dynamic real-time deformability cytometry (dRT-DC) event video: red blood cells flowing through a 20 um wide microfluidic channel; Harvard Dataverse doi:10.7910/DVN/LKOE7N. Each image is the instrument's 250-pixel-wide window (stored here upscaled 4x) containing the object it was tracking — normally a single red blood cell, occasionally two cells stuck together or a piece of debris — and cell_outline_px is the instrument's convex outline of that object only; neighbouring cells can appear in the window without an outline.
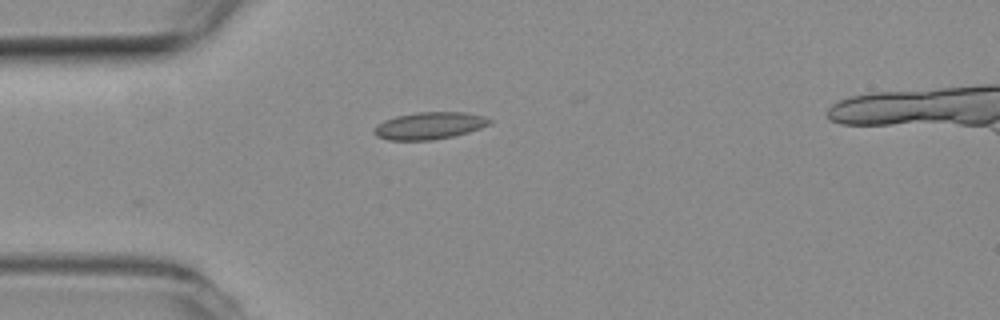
{"species": "common noctule bat (a hibernating species)", "species_latin": "Nyctalus noctula", "temperature_condition": "room temperature", "stored_images_in_passage": 7, "camera_frame_rate_fps": 3000, "um_per_image_px": 0.085, "animal": {"sex": "female", "body_mass_g": 19.3, "forearm_length_mm": 54.1}, "frame": {"image": 1, "passage_image": 1, "time_ms": 0.0, "image_size_px": [1000, 320], "cell_outline_px": [[492, 124], [468, 132], [452, 136], [432, 140], [388, 140], [376, 136], [372, 132], [376, 124], [384, 120], [396, 116], [416, 112], [464, 112], [484, 116], [492, 120]], "centroid_in_image_um": [36.48, 10.68], "position_along_channel_um": 48.5, "area_um2": 18.38}}
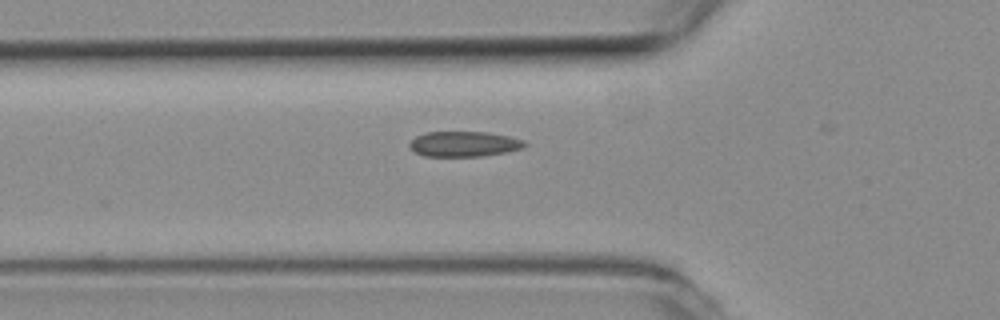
{"frame": {"image": 2, "passage_image": 5, "time_ms": 1.333, "image_size_px": [1000, 320], "cell_outline_px": [[528, 144], [524, 148], [484, 156], [424, 156], [416, 152], [408, 144], [416, 136], [428, 132], [488, 132], [508, 136], [524, 140]], "centroid_in_image_um": [39.48, 12.24], "position_along_channel_um": 86.3, "area_um2": 16.88}}